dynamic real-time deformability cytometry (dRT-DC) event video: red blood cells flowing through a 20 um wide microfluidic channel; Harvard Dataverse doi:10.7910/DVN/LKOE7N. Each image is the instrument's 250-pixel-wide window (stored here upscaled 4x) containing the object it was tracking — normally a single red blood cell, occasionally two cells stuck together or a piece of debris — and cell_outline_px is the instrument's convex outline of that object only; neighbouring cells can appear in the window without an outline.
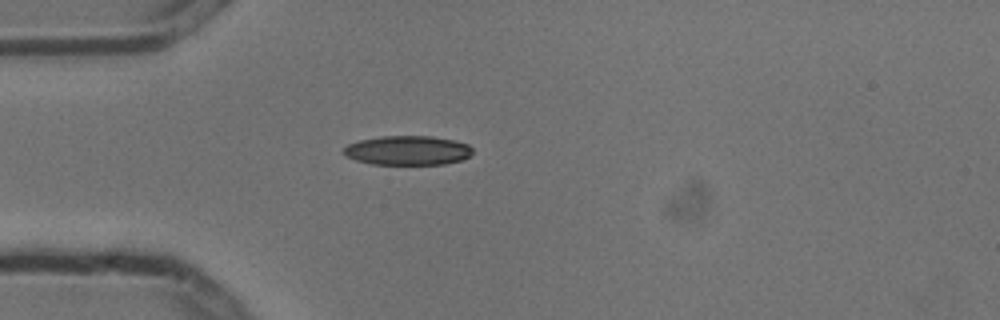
{"species": "common noctule bat (a hibernating species)", "species_latin": "Nyctalus noctula", "temperature_condition": "cold", "stored_images_in_passage": 1, "camera_frame_rate_fps": 3000, "um_per_image_px": 0.085, "animal": {"sex": "male", "body_mass_g": 13.3}, "frame": {"image": 1, "passage_image": 1, "time_ms": 0.0, "image_size_px": [1000, 320], "cell_outline_px": [[472, 152], [468, 156], [460, 160], [444, 164], [372, 164], [356, 160], [344, 156], [340, 152], [348, 144], [360, 140], [380, 136], [432, 136], [452, 140], [468, 144], [472, 148]], "centroid_in_image_um": [34.6, 12.78], "position_along_channel_um": 50.4, "area_um2": 22.02}}